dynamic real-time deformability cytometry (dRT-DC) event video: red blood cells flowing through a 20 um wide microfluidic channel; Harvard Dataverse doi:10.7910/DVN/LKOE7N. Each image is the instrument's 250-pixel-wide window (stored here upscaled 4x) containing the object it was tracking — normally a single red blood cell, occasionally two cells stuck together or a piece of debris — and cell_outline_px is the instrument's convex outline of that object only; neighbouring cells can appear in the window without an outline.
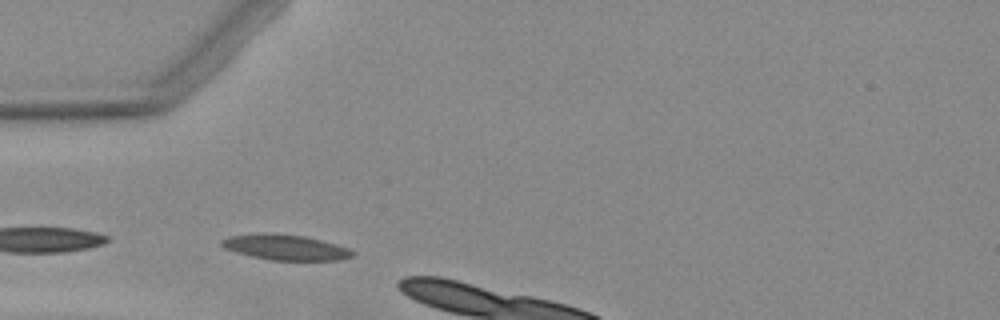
{"species": "Egyptian fruit bat (a non-hibernating species)", "species_latin": "Rousettus aegyptiacus", "temperature_condition": "warm", "stored_images_in_passage": 5, "camera_frame_rate_fps": 3000, "um_per_image_px": 0.085, "animal": {"sex": "female"}, "frame": {"image": 1, "passage_image": 2, "time_ms": 1.333, "image_size_px": [1000, 320], "cell_outline_px": [[356, 252], [352, 256], [340, 260], [272, 260], [252, 256], [236, 252], [224, 248], [220, 244], [220, 240], [228, 236], [256, 232], [272, 232], [304, 236], [336, 244], [348, 248]], "centroid_in_image_um": [24.21, 21.0], "position_along_channel_um": 60.8, "area_um2": 19.59}}